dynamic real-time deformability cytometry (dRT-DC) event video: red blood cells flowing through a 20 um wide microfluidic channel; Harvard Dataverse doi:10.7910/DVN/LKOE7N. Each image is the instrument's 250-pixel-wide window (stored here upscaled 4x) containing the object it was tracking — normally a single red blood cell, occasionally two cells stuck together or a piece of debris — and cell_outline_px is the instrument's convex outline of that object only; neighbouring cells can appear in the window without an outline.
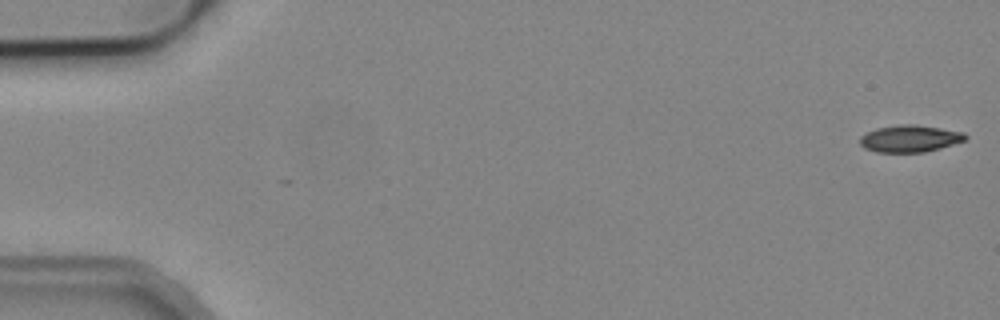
{"species": "common noctule bat (a hibernating species)", "species_latin": "Nyctalus noctula", "temperature_condition": "cold", "stored_images_in_passage": 6, "camera_frame_rate_fps": 3000, "um_per_image_px": 0.085, "animal": {"sex": "male", "body_mass_g": 19.2, "forearm_length_mm": 51.8}, "frame": {"image": 1, "passage_image": 1, "time_ms": 0.0, "image_size_px": [1000, 320], "cell_outline_px": [[968, 136], [964, 140], [940, 148], [924, 152], [876, 152], [864, 148], [860, 144], [860, 136], [876, 128], [900, 124], [916, 124], [964, 132]], "centroid_in_image_um": [77.32, 11.77], "position_along_channel_um": 7.7, "area_um2": 16.53}}
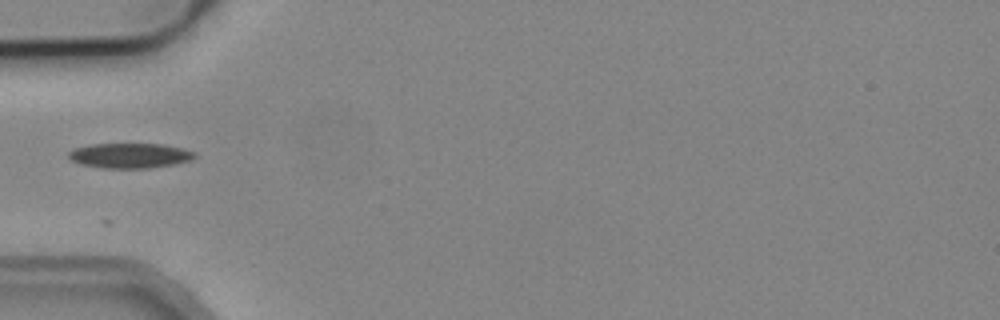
{"frame": {"image": 2, "passage_image": 5, "time_ms": 5.667, "image_size_px": [1000, 320], "cell_outline_px": [[196, 156], [192, 160], [172, 164], [148, 168], [100, 168], [80, 164], [72, 160], [68, 156], [68, 152], [72, 148], [92, 144], [164, 144], [196, 152]], "centroid_in_image_um": [11.01, 13.22], "position_along_channel_um": 74.0, "area_um2": 18.38}}